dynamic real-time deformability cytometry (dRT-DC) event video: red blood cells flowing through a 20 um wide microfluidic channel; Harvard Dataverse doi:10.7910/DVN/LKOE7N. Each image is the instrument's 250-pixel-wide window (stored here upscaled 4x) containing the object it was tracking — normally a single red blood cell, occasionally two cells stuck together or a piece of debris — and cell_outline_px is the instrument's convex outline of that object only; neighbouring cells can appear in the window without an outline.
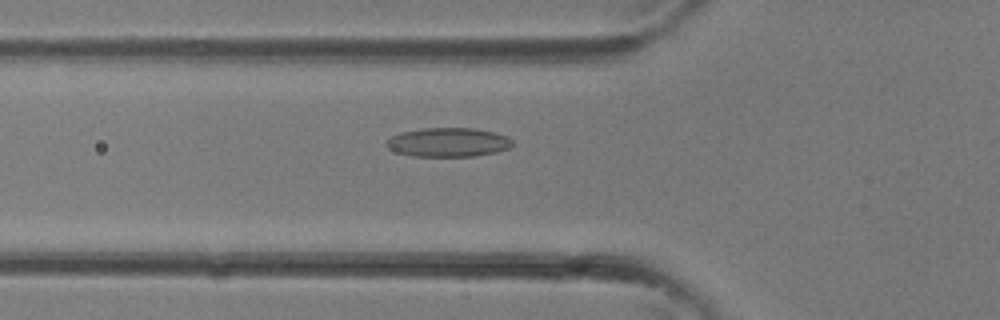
{"species": "common noctule bat (a hibernating species)", "species_latin": "Nyctalus noctula", "temperature_condition": "room temperature", "stored_images_in_passage": 26, "camera_frame_rate_fps": 3000, "um_per_image_px": 0.085, "animal": {"sex": "female"}, "frame": {"image": 1, "passage_image": 4, "time_ms": 1.0, "image_size_px": [1000, 320], "cell_outline_px": [[512, 144], [508, 148], [496, 152], [476, 156], [412, 156], [396, 152], [388, 148], [384, 144], [392, 136], [400, 132], [424, 128], [476, 128], [496, 132], [508, 136], [512, 140]], "centroid_in_image_um": [38.1, 12.09], "position_along_channel_um": 87.7, "area_um2": 21.44}}
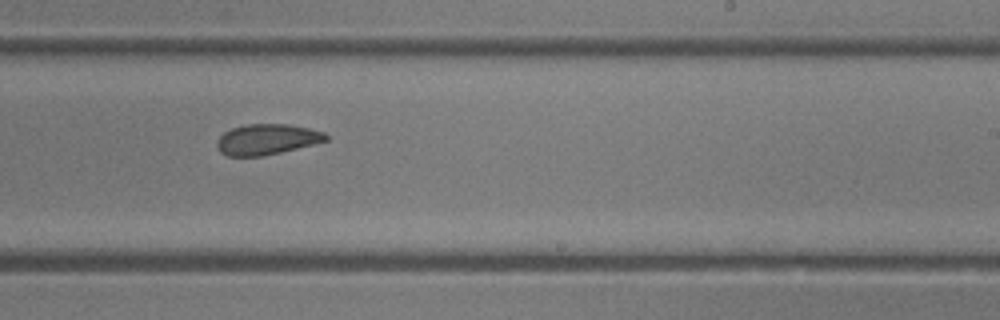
{"frame": {"image": 2, "passage_image": 13, "time_ms": 4.0, "image_size_px": [1000, 320], "cell_outline_px": [[328, 140], [264, 156], [228, 156], [220, 152], [216, 144], [216, 140], [224, 132], [232, 128], [244, 124], [288, 124], [308, 128], [324, 132], [328, 136]], "centroid_in_image_um": [22.65, 11.84], "position_along_channel_um": 266.4, "area_um2": 19.36}}
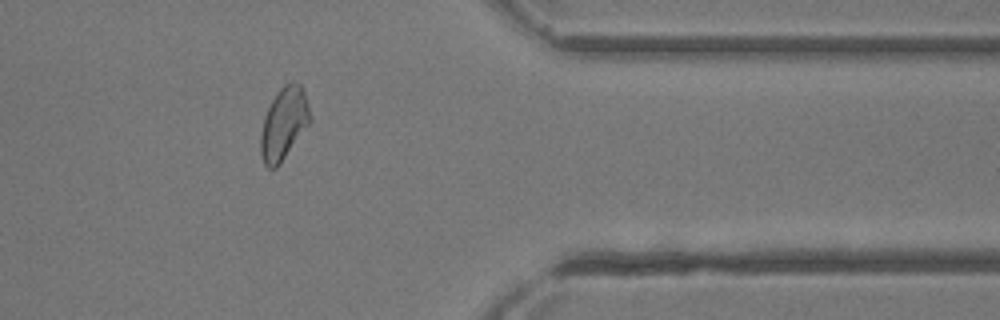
{"frame": {"image": 3, "passage_image": 20, "time_ms": 6.333, "image_size_px": [1000, 320], "cell_outline_px": [[312, 120], [280, 164], [276, 168], [268, 168], [264, 164], [260, 156], [260, 136], [264, 116], [276, 92], [284, 84], [300, 84], [304, 92], [312, 116]], "centroid_in_image_um": [24.12, 10.54], "position_along_channel_um": 387.3, "area_um2": 20.75}}